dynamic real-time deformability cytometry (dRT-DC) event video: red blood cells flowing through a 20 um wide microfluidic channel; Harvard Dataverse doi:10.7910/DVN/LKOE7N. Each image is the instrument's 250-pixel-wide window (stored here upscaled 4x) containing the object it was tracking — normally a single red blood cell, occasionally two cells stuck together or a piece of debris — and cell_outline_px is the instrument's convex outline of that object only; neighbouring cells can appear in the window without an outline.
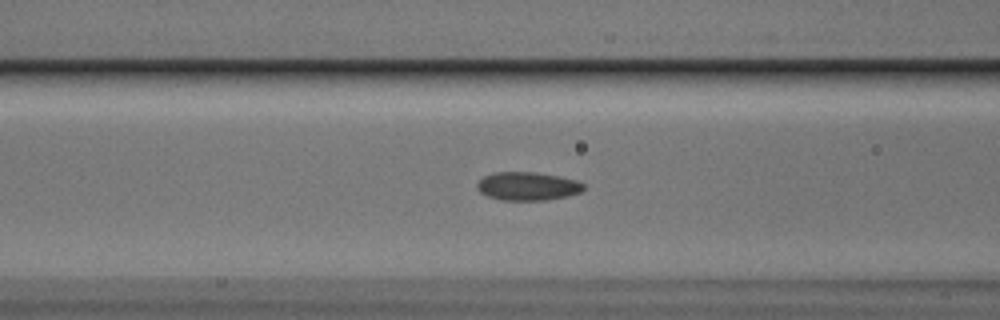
{"species": "Egyptian fruit bat (a non-hibernating species)", "species_latin": "Rousettus aegyptiacus", "temperature_condition": "cold", "stored_images_in_passage": 47, "camera_frame_rate_fps": 3000, "um_per_image_px": 0.085, "animal": {"sex": "male"}, "frame": {"image": 1, "passage_image": 13, "time_ms": 4.0, "image_size_px": [1000, 320], "cell_outline_px": [[584, 188], [580, 192], [568, 196], [544, 200], [500, 200], [488, 196], [480, 192], [476, 188], [476, 184], [484, 176], [492, 172], [536, 172], [560, 176], [576, 180], [584, 184]], "centroid_in_image_um": [44.83, 15.82], "position_along_channel_um": 121.8, "area_um2": 17.69}}
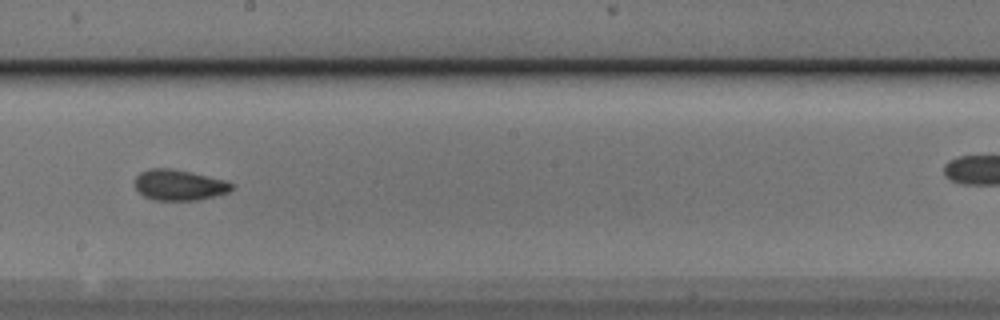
{"frame": {"image": 2, "passage_image": 22, "time_ms": 7.0, "image_size_px": [1000, 320], "cell_outline_px": [[236, 188], [232, 192], [200, 200], [152, 200], [144, 196], [136, 188], [136, 176], [140, 172], [148, 168], [172, 168], [192, 172], [224, 180], [236, 184]], "centroid_in_image_um": [15.3, 15.73], "position_along_channel_um": 232.9, "area_um2": 17.69}}
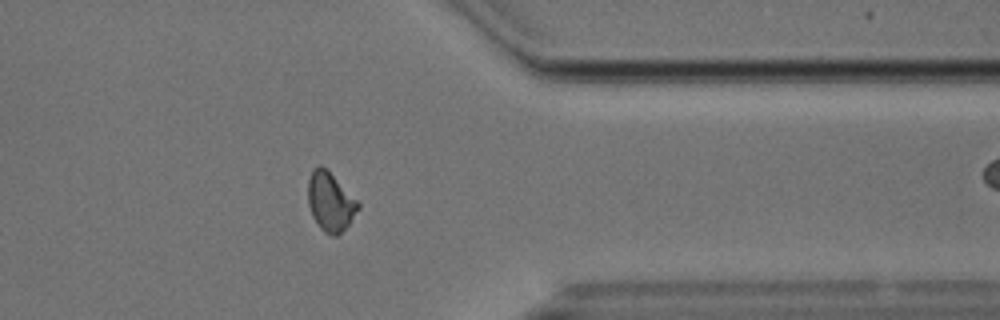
{"frame": {"image": 3, "passage_image": 35, "time_ms": 11.333, "image_size_px": [1000, 320], "cell_outline_px": [[360, 208], [348, 224], [336, 236], [332, 236], [324, 232], [320, 228], [312, 216], [308, 204], [308, 180], [312, 168], [320, 164], [328, 168], [360, 204]], "centroid_in_image_um": [28.06, 17.1], "position_along_channel_um": 383.3, "area_um2": 17.34}, "authors_computed_cell_mechanics": {"area_um2": 17.34, "velocity_mm_per_s": 3.7172, "shape_relaxation_time_tau1_ms": 5.8829, "shape_relaxation_time_tau2_ms": 2.2219, "deformation_change_tau1": 0.1081, "deformation_change_tau2": 0.0632}}